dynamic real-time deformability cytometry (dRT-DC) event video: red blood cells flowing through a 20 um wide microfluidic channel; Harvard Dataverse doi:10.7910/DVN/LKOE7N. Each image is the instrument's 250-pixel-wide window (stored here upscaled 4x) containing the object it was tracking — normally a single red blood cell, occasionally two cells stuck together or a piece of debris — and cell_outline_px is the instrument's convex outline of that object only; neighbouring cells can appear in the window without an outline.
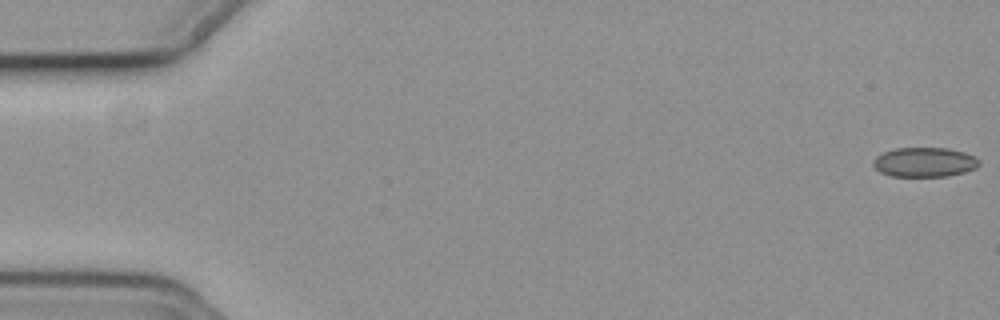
{"species": "common noctule bat (a hibernating species)", "species_latin": "Nyctalus noctula", "temperature_condition": "cold", "stored_images_in_passage": 18, "camera_frame_rate_fps": 3000, "um_per_image_px": 0.085, "animal": {"sex": "female", "body_mass_g": 19.3, "forearm_length_mm": 54.1}, "frame": {"image": 1, "passage_image": 1, "time_ms": 0.0, "image_size_px": [1000, 320], "cell_outline_px": [[980, 164], [976, 168], [964, 172], [948, 176], [892, 176], [880, 172], [872, 164], [872, 160], [876, 156], [884, 152], [896, 148], [948, 148], [964, 152], [980, 160]], "centroid_in_image_um": [78.58, 13.78], "position_along_channel_um": 6.4, "area_um2": 18.21}}